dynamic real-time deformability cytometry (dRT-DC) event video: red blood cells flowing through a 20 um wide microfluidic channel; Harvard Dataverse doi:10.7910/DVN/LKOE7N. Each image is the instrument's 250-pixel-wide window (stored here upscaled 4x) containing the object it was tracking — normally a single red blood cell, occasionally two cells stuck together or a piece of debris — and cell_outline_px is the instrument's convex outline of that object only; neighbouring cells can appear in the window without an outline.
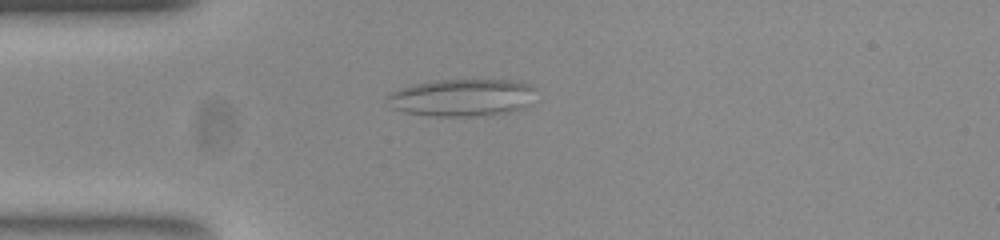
{"species": "common noctule bat (a hibernating species)", "species_latin": "Nyctalus noctula", "temperature_condition": "room temperature", "stored_images_in_passage": 55, "camera_frame_rate_fps": 3000, "um_per_image_px": 0.085, "animal": {"sex": "female", "body_mass_g": 23.0, "forearm_length_mm": 53.4}, "frame": {"image": 1, "passage_image": 14, "time_ms": 4.333, "image_size_px": [1000, 240], "cell_outline_px": [[536, 88], [532, 104], [516, 112], [492, 116], [428, 116], [404, 112], [392, 108], [384, 104], [384, 100], [388, 92], [412, 84], [432, 80], [516, 80], [528, 84]], "centroid_in_image_um": [39.27, 8.31], "position_along_channel_um": 45.7, "area_um2": 33.58}}
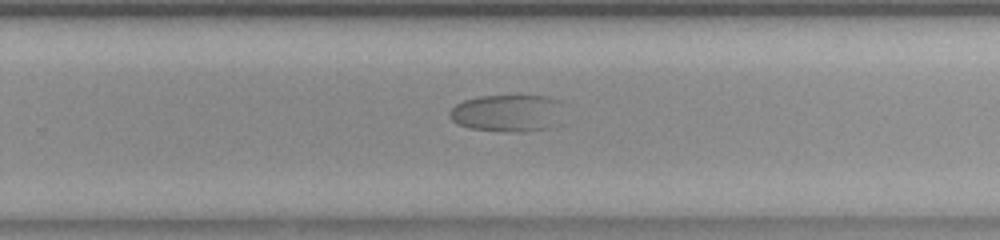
{"frame": {"image": 2, "passage_image": 35, "time_ms": 11.333, "image_size_px": [1000, 240], "cell_outline_px": [[568, 104], [544, 128], [472, 128], [460, 124], [452, 120], [448, 112], [456, 104], [464, 100], [480, 96], [516, 92], [548, 96], [560, 100]], "centroid_in_image_um": [43.11, 9.44], "position_along_channel_um": 286.7, "area_um2": 23.99}}
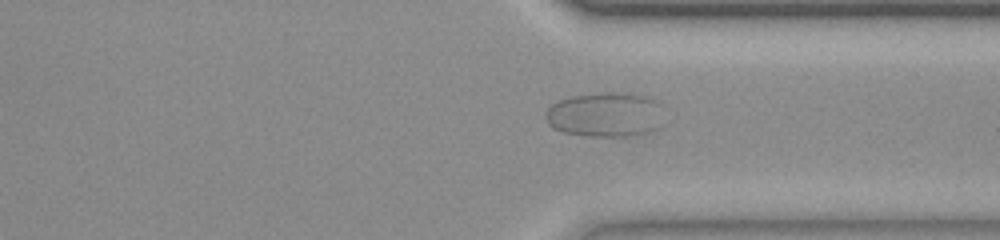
{"frame": {"image": 3, "passage_image": 41, "time_ms": 13.333, "image_size_px": [1000, 240], "cell_outline_px": [[660, 104], [640, 132], [624, 136], [592, 136], [564, 132], [552, 128], [548, 124], [548, 108], [552, 104], [560, 100], [572, 96], [600, 92], [628, 92], [644, 96], [656, 100]], "centroid_in_image_um": [51.19, 9.68], "position_along_channel_um": 360.2, "area_um2": 28.61}}